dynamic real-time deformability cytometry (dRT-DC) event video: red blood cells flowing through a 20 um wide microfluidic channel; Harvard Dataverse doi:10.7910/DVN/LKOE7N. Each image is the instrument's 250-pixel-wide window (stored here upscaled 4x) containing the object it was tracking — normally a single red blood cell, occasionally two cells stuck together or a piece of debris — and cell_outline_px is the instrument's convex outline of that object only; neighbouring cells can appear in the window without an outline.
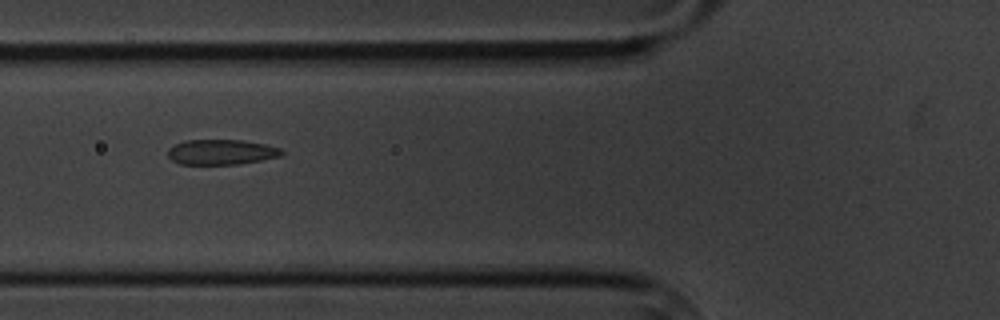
{"species": "common noctule bat (a hibernating species)", "species_latin": "Nyctalus noctula", "temperature_condition": "cold", "stored_images_in_passage": 9, "camera_frame_rate_fps": 3000, "um_per_image_px": 0.085, "animal": {"sex": "male", "body_mass_g": 20.1, "forearm_length_mm": 53.5}, "frame": {"image": 1, "passage_image": 6, "time_ms": 7.0, "image_size_px": [1000, 320], "cell_outline_px": [[284, 152], [280, 156], [240, 164], [180, 164], [172, 160], [168, 156], [168, 148], [172, 144], [184, 140], [240, 140], [264, 144], [280, 148]], "centroid_in_image_um": [18.76, 12.92], "position_along_channel_um": 107.0, "area_um2": 16.7}}
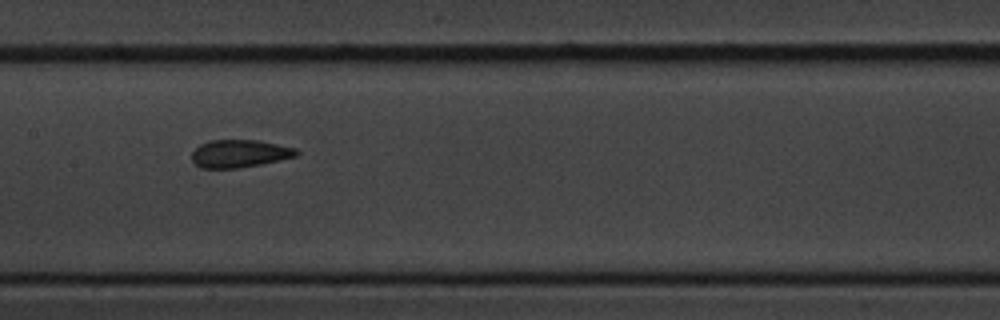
{"frame": {"image": 2, "passage_image": 8, "time_ms": 9.333, "image_size_px": [1000, 320], "cell_outline_px": [[300, 152], [296, 156], [280, 160], [240, 168], [200, 168], [192, 160], [192, 152], [200, 144], [208, 140], [260, 140], [296, 148]], "centroid_in_image_um": [20.37, 13.05], "position_along_channel_um": 187.0, "area_um2": 16.99}}
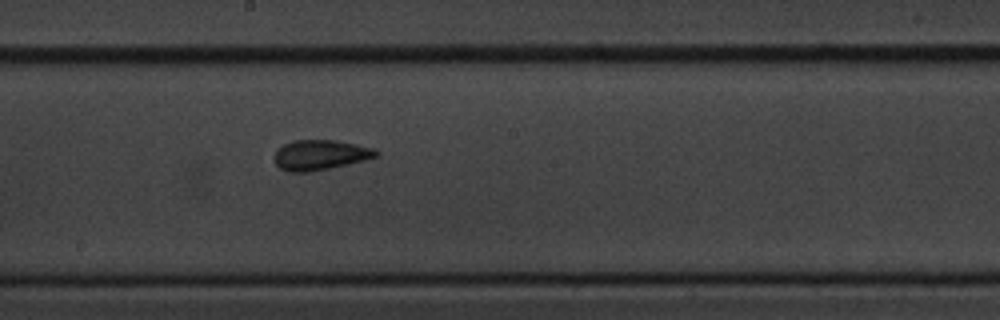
{"frame": {"image": 3, "passage_image": 9, "time_ms": 10.333, "image_size_px": [1000, 320], "cell_outline_px": [[380, 156], [364, 160], [328, 168], [308, 172], [288, 172], [280, 168], [276, 164], [276, 152], [284, 144], [292, 140], [336, 140], [376, 148], [380, 152]], "centroid_in_image_um": [27.27, 13.16], "position_along_channel_um": 220.9, "area_um2": 17.74}}